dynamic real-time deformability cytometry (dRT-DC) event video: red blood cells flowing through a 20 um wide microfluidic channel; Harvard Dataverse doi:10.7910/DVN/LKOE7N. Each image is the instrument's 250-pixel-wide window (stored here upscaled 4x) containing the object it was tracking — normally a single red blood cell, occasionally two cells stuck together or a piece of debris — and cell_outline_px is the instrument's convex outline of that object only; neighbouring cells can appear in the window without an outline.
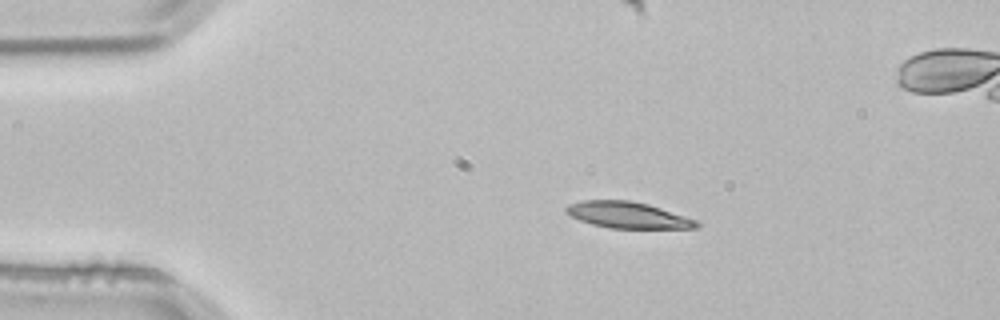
{"species": "common noctule bat (a hibernating species)", "species_latin": "Nyctalus noctula", "temperature_condition": "room temperature", "stored_images_in_passage": 3, "camera_frame_rate_fps": 3000, "um_per_image_px": 0.085, "animal": {"sex": "male", "body_mass_g": 21.5, "forearm_length_mm": 52.0}, "frame": {"image": 1, "passage_image": 1, "time_ms": 0.0, "image_size_px": [1000, 320], "cell_outline_px": [[700, 224], [696, 228], [608, 228], [592, 224], [580, 220], [564, 212], [564, 208], [568, 204], [580, 200], [628, 200], [648, 204], [696, 220]], "centroid_in_image_um": [53.3, 18.27], "position_along_channel_um": 31.7, "area_um2": 19.88}}